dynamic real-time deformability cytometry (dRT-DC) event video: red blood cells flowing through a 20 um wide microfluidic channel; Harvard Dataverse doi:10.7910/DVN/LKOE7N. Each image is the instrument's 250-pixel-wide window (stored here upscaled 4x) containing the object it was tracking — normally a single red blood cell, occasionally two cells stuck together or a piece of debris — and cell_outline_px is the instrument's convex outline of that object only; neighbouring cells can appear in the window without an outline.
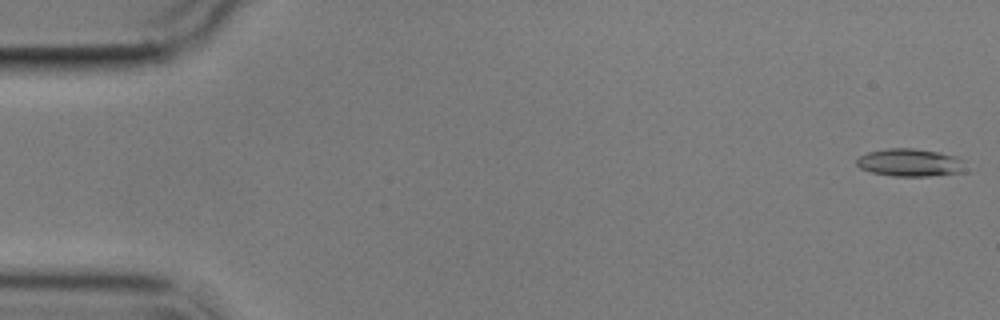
{"species": "common noctule bat (a hibernating species)", "species_latin": "Nyctalus noctula", "temperature_condition": "cold", "stored_images_in_passage": 3, "camera_frame_rate_fps": 3000, "um_per_image_px": 0.085, "animal": {"sex": "male", "body_mass_g": 17.9}, "frame": {"image": 1, "passage_image": 1, "time_ms": 0.0, "image_size_px": [1000, 320], "cell_outline_px": [[964, 172], [928, 176], [892, 176], [872, 172], [860, 168], [856, 164], [856, 160], [860, 156], [868, 152], [888, 148], [912, 148], [960, 156], [964, 160]], "centroid_in_image_um": [77.37, 13.82], "position_along_channel_um": 7.6, "area_um2": 17.63}}